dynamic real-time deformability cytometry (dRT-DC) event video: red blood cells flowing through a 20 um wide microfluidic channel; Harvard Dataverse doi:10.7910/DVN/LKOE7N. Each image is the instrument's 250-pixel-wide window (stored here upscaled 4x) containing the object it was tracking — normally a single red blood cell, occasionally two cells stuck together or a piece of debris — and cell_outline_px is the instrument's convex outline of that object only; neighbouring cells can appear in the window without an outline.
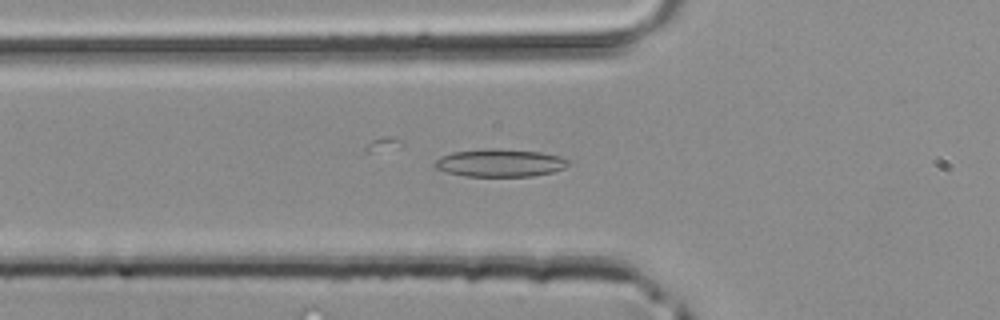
{"species": "common noctule bat (a hibernating species)", "species_latin": "Nyctalus noctula", "temperature_condition": "room temperature", "stored_images_in_passage": 32, "camera_frame_rate_fps": 3000, "um_per_image_px": 0.085, "animal": {"sex": "male", "body_mass_g": 20.4}, "frame": {"image": 1, "passage_image": 4, "time_ms": 1.0, "image_size_px": [1000, 320], "cell_outline_px": [[568, 164], [564, 168], [552, 172], [532, 176], [464, 176], [448, 172], [436, 168], [432, 164], [440, 156], [452, 152], [488, 148], [500, 148], [540, 152], [560, 156], [568, 160]], "centroid_in_image_um": [42.47, 13.83], "position_along_channel_um": 83.3, "area_um2": 21.62}}
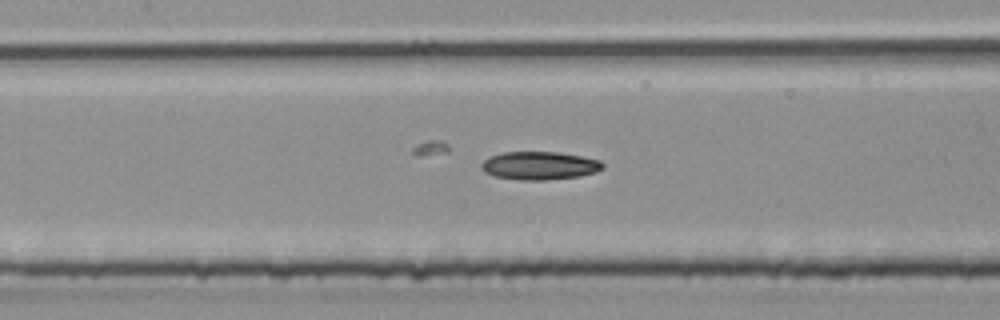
{"frame": {"image": 2, "passage_image": 9, "time_ms": 2.667, "image_size_px": [1000, 320], "cell_outline_px": [[604, 168], [596, 172], [580, 176], [544, 180], [524, 180], [496, 176], [484, 172], [480, 168], [480, 164], [488, 156], [504, 152], [560, 152], [600, 160], [604, 164]], "centroid_in_image_um": [45.85, 14.07], "position_along_channel_um": 161.5, "area_um2": 19.94}}
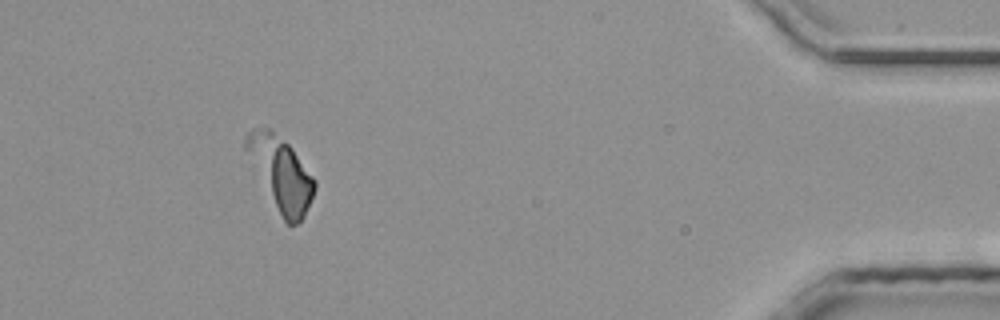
{"frame": {"image": 3, "passage_image": 29, "time_ms": 9.333, "image_size_px": [1000, 320], "cell_outline_px": [[316, 188], [304, 216], [296, 224], [288, 224], [284, 220], [244, 148], [244, 140], [248, 132], [252, 128], [272, 128], [292, 148], [316, 180]], "centroid_in_image_um": [23.89, 14.69], "position_along_channel_um": 411.3, "area_um2": 28.21}}